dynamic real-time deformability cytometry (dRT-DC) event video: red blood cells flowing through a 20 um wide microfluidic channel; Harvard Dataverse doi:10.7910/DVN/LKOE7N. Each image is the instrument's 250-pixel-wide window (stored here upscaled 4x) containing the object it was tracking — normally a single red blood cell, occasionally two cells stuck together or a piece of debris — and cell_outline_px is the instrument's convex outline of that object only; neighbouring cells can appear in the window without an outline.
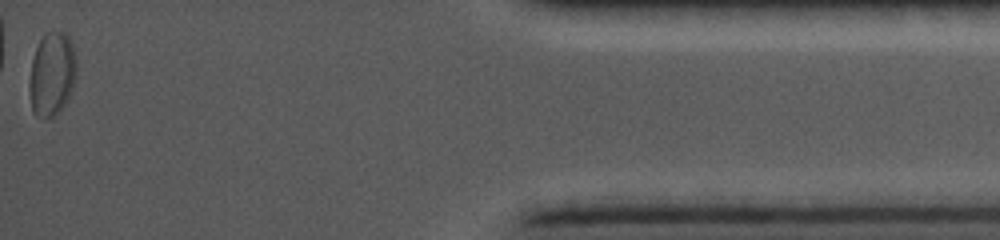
{"species": "common noctule bat (a hibernating species)", "species_latin": "Nyctalus noctula", "temperature_condition": "cold", "stored_images_in_passage": 57, "camera_frame_rate_fps": 5000, "um_per_image_px": 0.085, "animal": {"sex": "female", "body_mass_g": 19.0, "forearm_length_mm": 56.7}, "frame": {"image": 1, "passage_image": 57, "time_ms": 11.2, "image_size_px": [1000, 240], "cell_outline_px": [[72, 84], [64, 104], [52, 116], [44, 120], [40, 120], [32, 112], [32, 60], [36, 48], [40, 40], [48, 32], [64, 32], [68, 36], [72, 44]], "centroid_in_image_um": [4.37, 6.31], "position_along_channel_um": 430.8, "area_um2": 21.21}}